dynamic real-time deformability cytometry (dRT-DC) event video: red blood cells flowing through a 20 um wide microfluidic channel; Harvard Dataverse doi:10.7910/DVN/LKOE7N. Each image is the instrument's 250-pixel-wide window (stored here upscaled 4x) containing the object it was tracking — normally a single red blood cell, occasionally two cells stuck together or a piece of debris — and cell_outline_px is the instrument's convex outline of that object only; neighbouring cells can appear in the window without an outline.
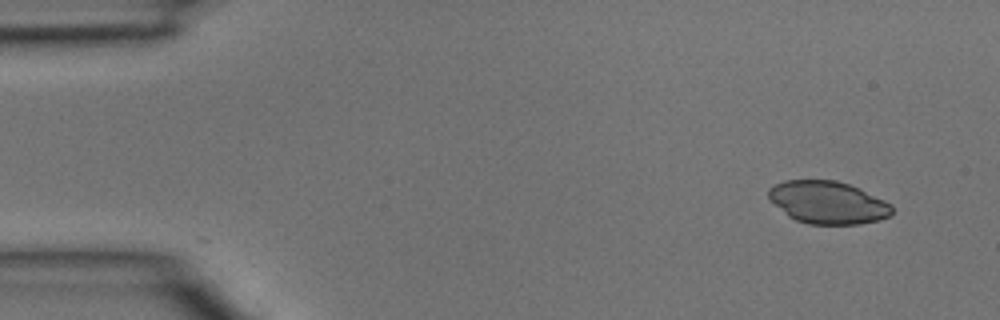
{"species": "common noctule bat (a hibernating species)", "species_latin": "Nyctalus noctula", "temperature_condition": "room temperature", "stored_images_in_passage": 3, "camera_frame_rate_fps": 3000, "um_per_image_px": 0.085, "animal": {"sex": "male", "body_mass_g": 15.6}, "frame": {"image": 1, "passage_image": 1, "time_ms": 0.0, "image_size_px": [1000, 320], "cell_outline_px": [[892, 212], [888, 216], [880, 220], [860, 224], [808, 224], [796, 220], [788, 216], [768, 196], [768, 188], [784, 180], [836, 180], [860, 188], [892, 204]], "centroid_in_image_um": [70.38, 17.21], "position_along_channel_um": 14.6, "area_um2": 30.52}}